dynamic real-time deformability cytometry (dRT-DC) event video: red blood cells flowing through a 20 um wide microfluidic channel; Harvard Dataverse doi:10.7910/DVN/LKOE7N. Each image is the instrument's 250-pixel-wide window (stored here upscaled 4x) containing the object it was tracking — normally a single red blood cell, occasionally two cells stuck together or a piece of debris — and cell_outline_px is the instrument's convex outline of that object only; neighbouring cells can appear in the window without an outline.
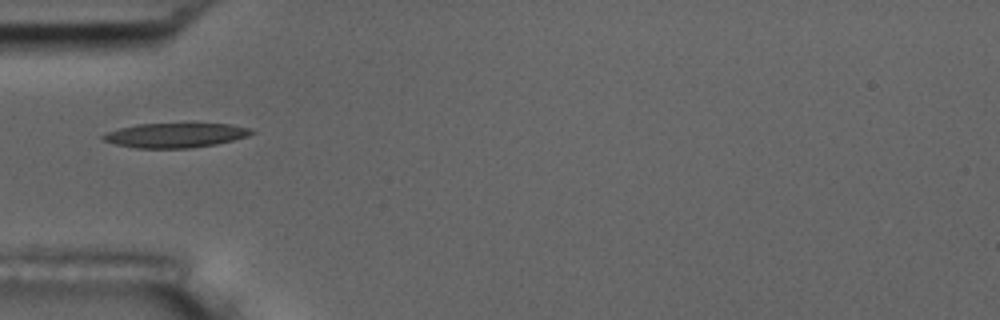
{"species": "common noctule bat (a hibernating species)", "species_latin": "Nyctalus noctula", "temperature_condition": "room temperature", "stored_images_in_passage": 5, "camera_frame_rate_fps": 3000, "um_per_image_px": 0.085, "animal": {"sex": "male", "body_mass_g": 17.5, "forearm_length_mm": 52.3}, "frame": {"image": 1, "passage_image": 3, "time_ms": 2.333, "image_size_px": [1000, 320], "cell_outline_px": [[256, 132], [248, 136], [216, 144], [188, 148], [136, 148], [116, 144], [100, 140], [100, 136], [104, 132], [136, 124], [232, 124], [252, 128]], "centroid_in_image_um": [14.88, 11.49], "position_along_channel_um": 70.1, "area_um2": 21.33}}